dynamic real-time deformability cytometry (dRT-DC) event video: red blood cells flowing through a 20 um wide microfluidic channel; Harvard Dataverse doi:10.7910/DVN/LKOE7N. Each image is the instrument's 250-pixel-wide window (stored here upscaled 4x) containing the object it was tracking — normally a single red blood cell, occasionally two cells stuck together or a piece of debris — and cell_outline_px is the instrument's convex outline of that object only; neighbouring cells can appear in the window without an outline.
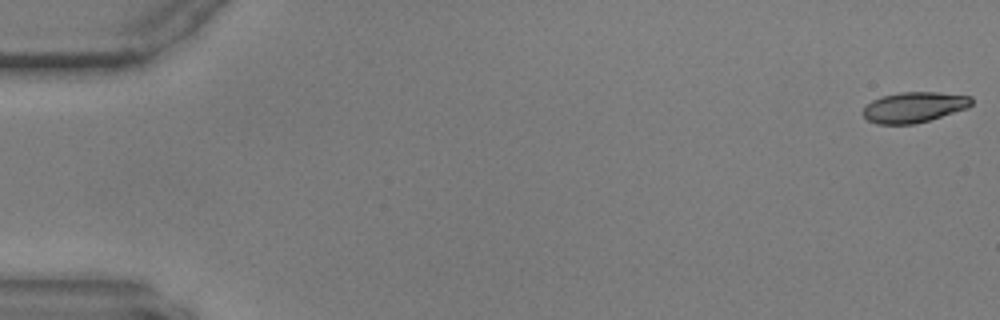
{"species": "common noctule bat (a hibernating species)", "species_latin": "Nyctalus noctula", "temperature_condition": "warm", "stored_images_in_passage": 58, "camera_frame_rate_fps": 3000, "um_per_image_px": 0.085, "animal": {"sex": "male", "body_mass_g": 17.9, "forearm_length_mm": 54.2}, "frame": {"image": 1, "passage_image": 1, "time_ms": 0.0, "image_size_px": [1000, 320], "cell_outline_px": [[972, 104], [968, 108], [928, 120], [912, 124], [876, 124], [868, 120], [864, 116], [864, 108], [872, 100], [880, 96], [900, 92], [940, 92], [972, 96]], "centroid_in_image_um": [77.71, 9.1], "position_along_channel_um": 7.3, "area_um2": 19.25}}
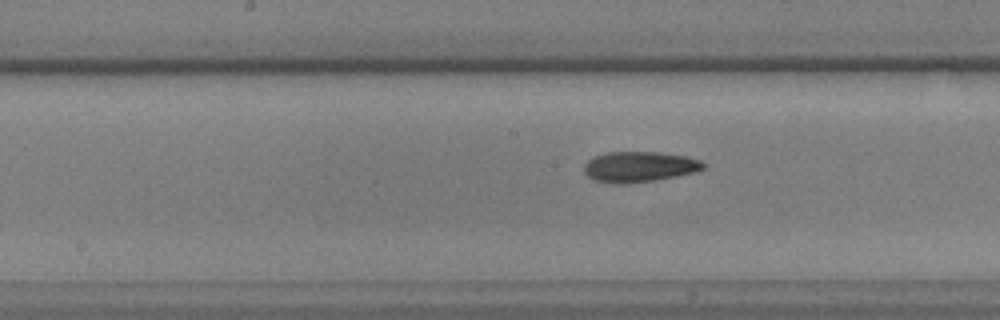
{"frame": {"image": 2, "passage_image": 30, "time_ms": 9.667, "image_size_px": [1000, 320], "cell_outline_px": [[708, 164], [704, 168], [696, 172], [676, 176], [652, 180], [624, 184], [616, 184], [596, 180], [588, 176], [584, 172], [584, 164], [588, 160], [596, 156], [608, 152], [660, 152], [688, 156], [700, 160]], "centroid_in_image_um": [54.38, 14.16], "position_along_channel_um": 193.8, "area_um2": 21.21}}
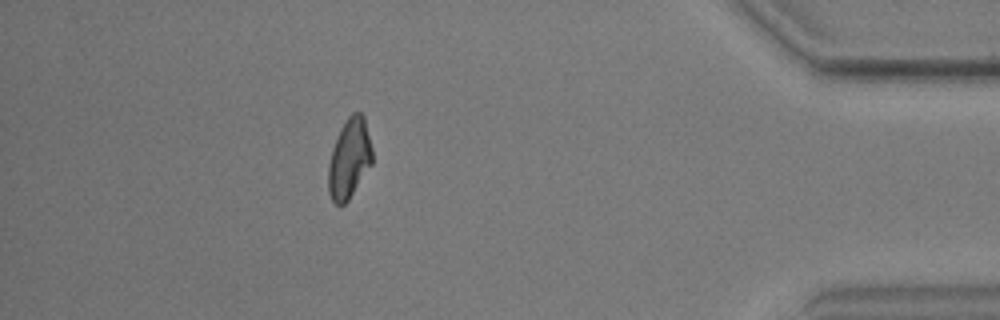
{"frame": {"image": 3, "passage_image": 52, "time_ms": 17.0, "image_size_px": [1000, 320], "cell_outline_px": [[372, 164], [348, 200], [340, 208], [332, 200], [328, 192], [328, 164], [332, 148], [340, 128], [348, 116], [352, 112], [360, 112], [364, 116], [372, 148]], "centroid_in_image_um": [29.68, 13.48], "position_along_channel_um": 405.5, "area_um2": 20.58}}